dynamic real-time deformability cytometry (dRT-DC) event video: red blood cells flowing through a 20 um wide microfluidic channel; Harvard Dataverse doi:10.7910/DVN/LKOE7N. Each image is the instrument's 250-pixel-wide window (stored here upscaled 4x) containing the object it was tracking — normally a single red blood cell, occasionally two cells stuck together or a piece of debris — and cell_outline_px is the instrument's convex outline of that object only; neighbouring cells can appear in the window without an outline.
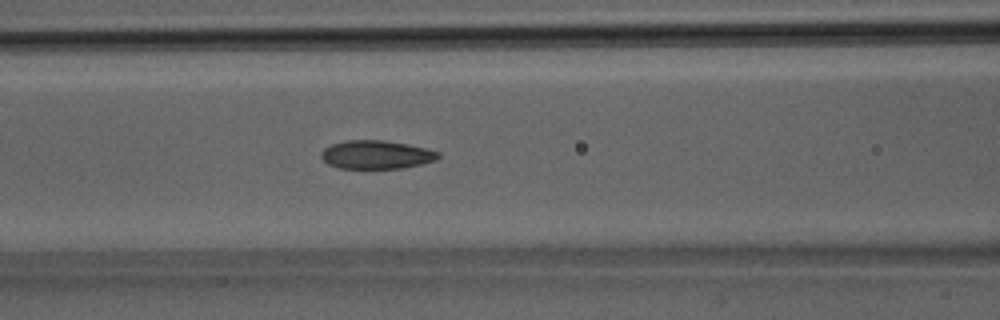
{"species": "Egyptian fruit bat (a non-hibernating species)", "species_latin": "Rousettus aegyptiacus", "temperature_condition": "room temperature", "stored_images_in_passage": 38, "segment_of_instrument_passage": [1, 2], "camera_frame_rate_fps": 3000, "um_per_image_px": 0.085, "animal": {"sex": "male"}, "frame": {"image": 1, "passage_image": 16, "time_ms": 5.0, "image_size_px": [1000, 320], "cell_outline_px": [[440, 156], [436, 160], [424, 164], [404, 168], [340, 168], [328, 164], [320, 156], [320, 152], [324, 148], [332, 144], [344, 140], [384, 140], [408, 144], [428, 148], [440, 152]], "centroid_in_image_um": [32.02, 13.14], "position_along_channel_um": 134.6, "area_um2": 19.65}}
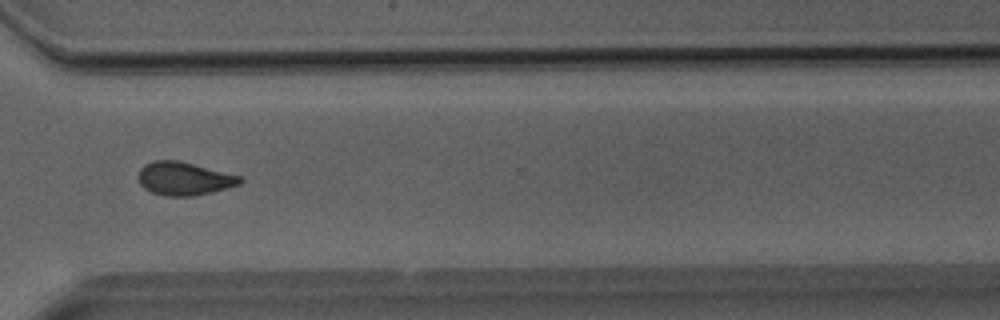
{"frame": {"image": 2, "passage_image": 28, "time_ms": 9.0, "image_size_px": [1000, 320], "cell_outline_px": [[244, 180], [240, 184], [192, 196], [164, 196], [152, 192], [144, 188], [140, 184], [136, 176], [140, 168], [144, 164], [152, 160], [180, 160], [240, 176]], "centroid_in_image_um": [15.58, 15.16], "position_along_channel_um": 355.0, "area_um2": 19.71}}
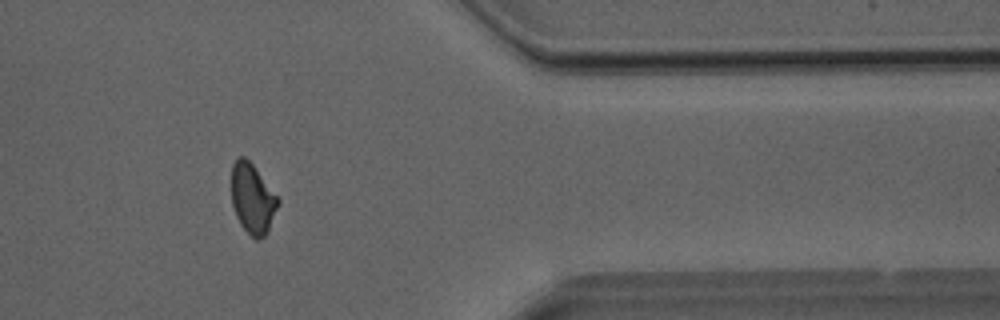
{"frame": {"image": 3, "passage_image": 31, "time_ms": 10.0, "image_size_px": [1000, 320], "cell_outline_px": [[280, 200], [268, 232], [264, 236], [256, 240], [240, 224], [236, 216], [232, 204], [232, 164], [240, 156], [244, 156], [252, 164]], "centroid_in_image_um": [21.46, 16.89], "position_along_channel_um": 389.9, "area_um2": 18.67}}